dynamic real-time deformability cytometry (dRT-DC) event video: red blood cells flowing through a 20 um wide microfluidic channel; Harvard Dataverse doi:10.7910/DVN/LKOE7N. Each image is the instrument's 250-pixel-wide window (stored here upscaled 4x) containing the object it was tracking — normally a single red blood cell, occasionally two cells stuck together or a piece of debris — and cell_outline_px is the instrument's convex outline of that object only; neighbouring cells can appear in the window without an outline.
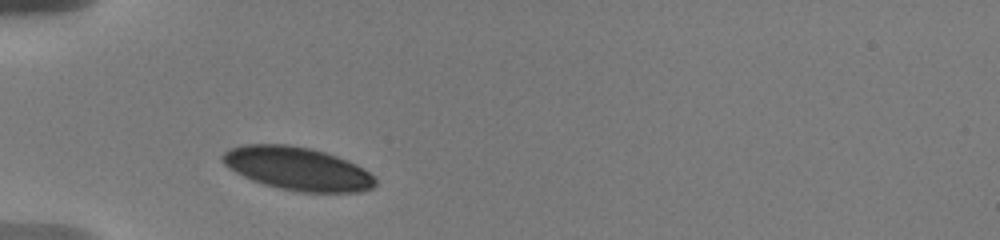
{"species": "human", "species_latin": "Homo sapiens", "temperature_condition": "warm", "stored_images_in_passage": 26, "camera_frame_rate_fps": 3000, "um_per_image_px": 0.085, "donor": {"sex": "male"}, "frame": {"image": 1, "passage_image": 1, "time_ms": 0.0, "image_size_px": [1000, 240], "cell_outline_px": [[376, 184], [372, 188], [356, 192], [300, 192], [280, 188], [264, 184], [252, 180], [228, 168], [220, 160], [220, 156], [228, 148], [244, 144], [288, 144], [312, 148], [348, 160], [364, 168], [376, 180]], "centroid_in_image_um": [25.25, 14.32], "position_along_channel_um": 59.7, "area_um2": 38.55}}
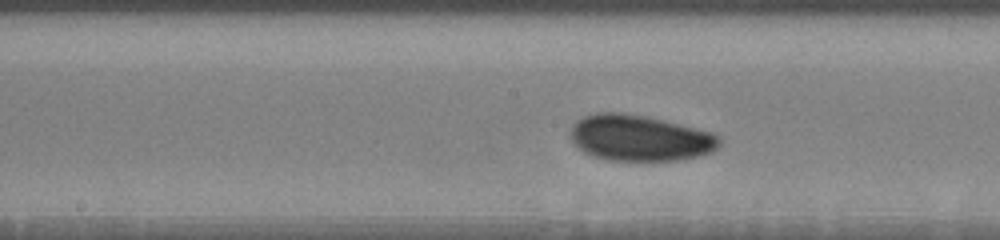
{"frame": {"image": 2, "passage_image": 10, "time_ms": 4.0, "image_size_px": [1000, 240], "cell_outline_px": [[720, 144], [712, 152], [696, 156], [676, 160], [608, 160], [592, 156], [584, 152], [568, 136], [568, 132], [572, 124], [576, 120], [584, 116], [596, 112], [624, 112], [648, 116], [712, 132], [720, 136]], "centroid_in_image_um": [54.34, 11.71], "position_along_channel_um": 193.9, "area_um2": 40.17}}
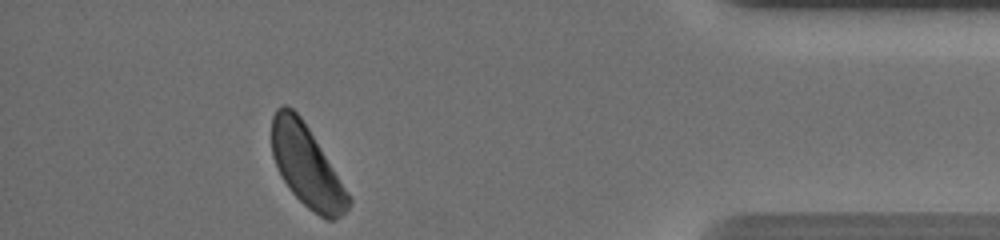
{"frame": {"image": 3, "passage_image": 23, "time_ms": 11.0, "image_size_px": [1000, 240], "cell_outline_px": [[352, 204], [340, 216], [332, 220], [328, 220], [320, 216], [308, 208], [292, 192], [280, 176], [272, 156], [272, 116], [276, 108], [284, 104], [292, 108], [300, 116], [308, 128], [352, 200]], "centroid_in_image_um": [26.03, 14.11], "position_along_channel_um": 409.2, "area_um2": 35.66}, "authors_computed_cell_mechanics": {"area_um2": 38.7549, "velocity_mm_per_s": 3.6079, "shape_relaxation_time_tau1_ms": 2.3372, "shape_relaxation_time_tau2_ms": null, "deformation_change_tau1": 0.0714, "deformation_change_tau2": null}}